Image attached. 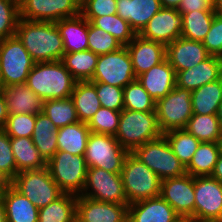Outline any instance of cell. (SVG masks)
Segmentation results:
<instances>
[{
	"mask_svg": "<svg viewBox=\"0 0 222 222\" xmlns=\"http://www.w3.org/2000/svg\"><path fill=\"white\" fill-rule=\"evenodd\" d=\"M57 130L56 125L43 112L36 115L32 141L46 162L58 151Z\"/></svg>",
	"mask_w": 222,
	"mask_h": 222,
	"instance_id": "obj_28",
	"label": "cell"
},
{
	"mask_svg": "<svg viewBox=\"0 0 222 222\" xmlns=\"http://www.w3.org/2000/svg\"><path fill=\"white\" fill-rule=\"evenodd\" d=\"M36 115L33 114H8L3 130L9 137H32Z\"/></svg>",
	"mask_w": 222,
	"mask_h": 222,
	"instance_id": "obj_44",
	"label": "cell"
},
{
	"mask_svg": "<svg viewBox=\"0 0 222 222\" xmlns=\"http://www.w3.org/2000/svg\"><path fill=\"white\" fill-rule=\"evenodd\" d=\"M160 196L176 211L181 219L195 222L194 177L184 174L161 181Z\"/></svg>",
	"mask_w": 222,
	"mask_h": 222,
	"instance_id": "obj_15",
	"label": "cell"
},
{
	"mask_svg": "<svg viewBox=\"0 0 222 222\" xmlns=\"http://www.w3.org/2000/svg\"><path fill=\"white\" fill-rule=\"evenodd\" d=\"M15 35L22 42L35 63L60 61L64 55V44L55 22H18Z\"/></svg>",
	"mask_w": 222,
	"mask_h": 222,
	"instance_id": "obj_1",
	"label": "cell"
},
{
	"mask_svg": "<svg viewBox=\"0 0 222 222\" xmlns=\"http://www.w3.org/2000/svg\"><path fill=\"white\" fill-rule=\"evenodd\" d=\"M10 184L38 209L50 204L64 193L52 179L47 166L20 172Z\"/></svg>",
	"mask_w": 222,
	"mask_h": 222,
	"instance_id": "obj_8",
	"label": "cell"
},
{
	"mask_svg": "<svg viewBox=\"0 0 222 222\" xmlns=\"http://www.w3.org/2000/svg\"><path fill=\"white\" fill-rule=\"evenodd\" d=\"M124 108L133 111H155L156 101L135 79L123 88Z\"/></svg>",
	"mask_w": 222,
	"mask_h": 222,
	"instance_id": "obj_39",
	"label": "cell"
},
{
	"mask_svg": "<svg viewBox=\"0 0 222 222\" xmlns=\"http://www.w3.org/2000/svg\"><path fill=\"white\" fill-rule=\"evenodd\" d=\"M193 114H217L222 102V78L191 91Z\"/></svg>",
	"mask_w": 222,
	"mask_h": 222,
	"instance_id": "obj_31",
	"label": "cell"
},
{
	"mask_svg": "<svg viewBox=\"0 0 222 222\" xmlns=\"http://www.w3.org/2000/svg\"><path fill=\"white\" fill-rule=\"evenodd\" d=\"M211 4H212V7H213V0H208Z\"/></svg>",
	"mask_w": 222,
	"mask_h": 222,
	"instance_id": "obj_60",
	"label": "cell"
},
{
	"mask_svg": "<svg viewBox=\"0 0 222 222\" xmlns=\"http://www.w3.org/2000/svg\"><path fill=\"white\" fill-rule=\"evenodd\" d=\"M155 112L162 134L184 129L193 115L191 90L175 86L164 98L156 101Z\"/></svg>",
	"mask_w": 222,
	"mask_h": 222,
	"instance_id": "obj_9",
	"label": "cell"
},
{
	"mask_svg": "<svg viewBox=\"0 0 222 222\" xmlns=\"http://www.w3.org/2000/svg\"><path fill=\"white\" fill-rule=\"evenodd\" d=\"M73 222H81V221L76 217Z\"/></svg>",
	"mask_w": 222,
	"mask_h": 222,
	"instance_id": "obj_59",
	"label": "cell"
},
{
	"mask_svg": "<svg viewBox=\"0 0 222 222\" xmlns=\"http://www.w3.org/2000/svg\"><path fill=\"white\" fill-rule=\"evenodd\" d=\"M162 135L155 111L121 110L115 138L129 152Z\"/></svg>",
	"mask_w": 222,
	"mask_h": 222,
	"instance_id": "obj_3",
	"label": "cell"
},
{
	"mask_svg": "<svg viewBox=\"0 0 222 222\" xmlns=\"http://www.w3.org/2000/svg\"><path fill=\"white\" fill-rule=\"evenodd\" d=\"M121 111L100 107L87 123L90 131L98 134L116 135Z\"/></svg>",
	"mask_w": 222,
	"mask_h": 222,
	"instance_id": "obj_42",
	"label": "cell"
},
{
	"mask_svg": "<svg viewBox=\"0 0 222 222\" xmlns=\"http://www.w3.org/2000/svg\"><path fill=\"white\" fill-rule=\"evenodd\" d=\"M76 82L60 60L35 63L28 74L26 84L45 101L69 98Z\"/></svg>",
	"mask_w": 222,
	"mask_h": 222,
	"instance_id": "obj_2",
	"label": "cell"
},
{
	"mask_svg": "<svg viewBox=\"0 0 222 222\" xmlns=\"http://www.w3.org/2000/svg\"><path fill=\"white\" fill-rule=\"evenodd\" d=\"M35 62L16 35L0 40V86L26 83Z\"/></svg>",
	"mask_w": 222,
	"mask_h": 222,
	"instance_id": "obj_5",
	"label": "cell"
},
{
	"mask_svg": "<svg viewBox=\"0 0 222 222\" xmlns=\"http://www.w3.org/2000/svg\"><path fill=\"white\" fill-rule=\"evenodd\" d=\"M95 88L101 107L114 111L124 108L123 88L101 82H91Z\"/></svg>",
	"mask_w": 222,
	"mask_h": 222,
	"instance_id": "obj_46",
	"label": "cell"
},
{
	"mask_svg": "<svg viewBox=\"0 0 222 222\" xmlns=\"http://www.w3.org/2000/svg\"><path fill=\"white\" fill-rule=\"evenodd\" d=\"M90 187L92 191H90ZM80 195L97 201L128 204L121 174L97 167L87 168L85 186Z\"/></svg>",
	"mask_w": 222,
	"mask_h": 222,
	"instance_id": "obj_13",
	"label": "cell"
},
{
	"mask_svg": "<svg viewBox=\"0 0 222 222\" xmlns=\"http://www.w3.org/2000/svg\"><path fill=\"white\" fill-rule=\"evenodd\" d=\"M149 95L158 101L176 86V72L167 59L137 77Z\"/></svg>",
	"mask_w": 222,
	"mask_h": 222,
	"instance_id": "obj_23",
	"label": "cell"
},
{
	"mask_svg": "<svg viewBox=\"0 0 222 222\" xmlns=\"http://www.w3.org/2000/svg\"><path fill=\"white\" fill-rule=\"evenodd\" d=\"M181 0H160L161 6L165 8L177 9L180 5Z\"/></svg>",
	"mask_w": 222,
	"mask_h": 222,
	"instance_id": "obj_52",
	"label": "cell"
},
{
	"mask_svg": "<svg viewBox=\"0 0 222 222\" xmlns=\"http://www.w3.org/2000/svg\"><path fill=\"white\" fill-rule=\"evenodd\" d=\"M20 18L56 22L81 13V0H19Z\"/></svg>",
	"mask_w": 222,
	"mask_h": 222,
	"instance_id": "obj_14",
	"label": "cell"
},
{
	"mask_svg": "<svg viewBox=\"0 0 222 222\" xmlns=\"http://www.w3.org/2000/svg\"><path fill=\"white\" fill-rule=\"evenodd\" d=\"M177 10L180 14L200 10H215L208 0H181Z\"/></svg>",
	"mask_w": 222,
	"mask_h": 222,
	"instance_id": "obj_49",
	"label": "cell"
},
{
	"mask_svg": "<svg viewBox=\"0 0 222 222\" xmlns=\"http://www.w3.org/2000/svg\"><path fill=\"white\" fill-rule=\"evenodd\" d=\"M55 24L60 31L65 53L88 50V20L81 14L61 19Z\"/></svg>",
	"mask_w": 222,
	"mask_h": 222,
	"instance_id": "obj_26",
	"label": "cell"
},
{
	"mask_svg": "<svg viewBox=\"0 0 222 222\" xmlns=\"http://www.w3.org/2000/svg\"><path fill=\"white\" fill-rule=\"evenodd\" d=\"M117 0H81V15L88 21L96 17L117 14Z\"/></svg>",
	"mask_w": 222,
	"mask_h": 222,
	"instance_id": "obj_47",
	"label": "cell"
},
{
	"mask_svg": "<svg viewBox=\"0 0 222 222\" xmlns=\"http://www.w3.org/2000/svg\"><path fill=\"white\" fill-rule=\"evenodd\" d=\"M91 23L114 36L123 46L128 45L137 35L129 23L117 14L96 17Z\"/></svg>",
	"mask_w": 222,
	"mask_h": 222,
	"instance_id": "obj_40",
	"label": "cell"
},
{
	"mask_svg": "<svg viewBox=\"0 0 222 222\" xmlns=\"http://www.w3.org/2000/svg\"><path fill=\"white\" fill-rule=\"evenodd\" d=\"M213 8L216 11H222V0H213Z\"/></svg>",
	"mask_w": 222,
	"mask_h": 222,
	"instance_id": "obj_54",
	"label": "cell"
},
{
	"mask_svg": "<svg viewBox=\"0 0 222 222\" xmlns=\"http://www.w3.org/2000/svg\"><path fill=\"white\" fill-rule=\"evenodd\" d=\"M99 55L90 50L64 53L62 62L77 81H89L94 74Z\"/></svg>",
	"mask_w": 222,
	"mask_h": 222,
	"instance_id": "obj_36",
	"label": "cell"
},
{
	"mask_svg": "<svg viewBox=\"0 0 222 222\" xmlns=\"http://www.w3.org/2000/svg\"><path fill=\"white\" fill-rule=\"evenodd\" d=\"M135 79L130 54L127 47L123 46L115 52L99 55L93 77L89 81L124 88Z\"/></svg>",
	"mask_w": 222,
	"mask_h": 222,
	"instance_id": "obj_11",
	"label": "cell"
},
{
	"mask_svg": "<svg viewBox=\"0 0 222 222\" xmlns=\"http://www.w3.org/2000/svg\"><path fill=\"white\" fill-rule=\"evenodd\" d=\"M91 131L87 123L76 122L57 130L58 151L84 156Z\"/></svg>",
	"mask_w": 222,
	"mask_h": 222,
	"instance_id": "obj_29",
	"label": "cell"
},
{
	"mask_svg": "<svg viewBox=\"0 0 222 222\" xmlns=\"http://www.w3.org/2000/svg\"><path fill=\"white\" fill-rule=\"evenodd\" d=\"M52 179L64 193L80 195L83 192L87 166L84 156L57 151L47 162Z\"/></svg>",
	"mask_w": 222,
	"mask_h": 222,
	"instance_id": "obj_10",
	"label": "cell"
},
{
	"mask_svg": "<svg viewBox=\"0 0 222 222\" xmlns=\"http://www.w3.org/2000/svg\"><path fill=\"white\" fill-rule=\"evenodd\" d=\"M219 146H220V152H221V154H222V137H221L220 140H219Z\"/></svg>",
	"mask_w": 222,
	"mask_h": 222,
	"instance_id": "obj_57",
	"label": "cell"
},
{
	"mask_svg": "<svg viewBox=\"0 0 222 222\" xmlns=\"http://www.w3.org/2000/svg\"><path fill=\"white\" fill-rule=\"evenodd\" d=\"M16 176V162L11 148L10 137L0 129V177L10 183Z\"/></svg>",
	"mask_w": 222,
	"mask_h": 222,
	"instance_id": "obj_45",
	"label": "cell"
},
{
	"mask_svg": "<svg viewBox=\"0 0 222 222\" xmlns=\"http://www.w3.org/2000/svg\"><path fill=\"white\" fill-rule=\"evenodd\" d=\"M121 177L128 205L160 196L162 180L131 152L125 158Z\"/></svg>",
	"mask_w": 222,
	"mask_h": 222,
	"instance_id": "obj_4",
	"label": "cell"
},
{
	"mask_svg": "<svg viewBox=\"0 0 222 222\" xmlns=\"http://www.w3.org/2000/svg\"><path fill=\"white\" fill-rule=\"evenodd\" d=\"M163 136L166 138L175 156L186 168L201 142L185 129L172 130L163 134Z\"/></svg>",
	"mask_w": 222,
	"mask_h": 222,
	"instance_id": "obj_37",
	"label": "cell"
},
{
	"mask_svg": "<svg viewBox=\"0 0 222 222\" xmlns=\"http://www.w3.org/2000/svg\"><path fill=\"white\" fill-rule=\"evenodd\" d=\"M129 151L123 148L113 135L91 132L87 141L84 158L87 168L97 167L121 174Z\"/></svg>",
	"mask_w": 222,
	"mask_h": 222,
	"instance_id": "obj_7",
	"label": "cell"
},
{
	"mask_svg": "<svg viewBox=\"0 0 222 222\" xmlns=\"http://www.w3.org/2000/svg\"><path fill=\"white\" fill-rule=\"evenodd\" d=\"M19 20V0H0V40L15 35Z\"/></svg>",
	"mask_w": 222,
	"mask_h": 222,
	"instance_id": "obj_43",
	"label": "cell"
},
{
	"mask_svg": "<svg viewBox=\"0 0 222 222\" xmlns=\"http://www.w3.org/2000/svg\"><path fill=\"white\" fill-rule=\"evenodd\" d=\"M211 56L222 58V11H218L202 42Z\"/></svg>",
	"mask_w": 222,
	"mask_h": 222,
	"instance_id": "obj_48",
	"label": "cell"
},
{
	"mask_svg": "<svg viewBox=\"0 0 222 222\" xmlns=\"http://www.w3.org/2000/svg\"><path fill=\"white\" fill-rule=\"evenodd\" d=\"M184 129L200 142H219L222 137L217 114H193Z\"/></svg>",
	"mask_w": 222,
	"mask_h": 222,
	"instance_id": "obj_35",
	"label": "cell"
},
{
	"mask_svg": "<svg viewBox=\"0 0 222 222\" xmlns=\"http://www.w3.org/2000/svg\"><path fill=\"white\" fill-rule=\"evenodd\" d=\"M195 222H222V183L212 176L194 177Z\"/></svg>",
	"mask_w": 222,
	"mask_h": 222,
	"instance_id": "obj_12",
	"label": "cell"
},
{
	"mask_svg": "<svg viewBox=\"0 0 222 222\" xmlns=\"http://www.w3.org/2000/svg\"><path fill=\"white\" fill-rule=\"evenodd\" d=\"M183 16L175 8L162 7L142 29L139 35L147 40L163 43H172L181 37Z\"/></svg>",
	"mask_w": 222,
	"mask_h": 222,
	"instance_id": "obj_16",
	"label": "cell"
},
{
	"mask_svg": "<svg viewBox=\"0 0 222 222\" xmlns=\"http://www.w3.org/2000/svg\"><path fill=\"white\" fill-rule=\"evenodd\" d=\"M77 213V195L63 193L39 209L38 222H73Z\"/></svg>",
	"mask_w": 222,
	"mask_h": 222,
	"instance_id": "obj_32",
	"label": "cell"
},
{
	"mask_svg": "<svg viewBox=\"0 0 222 222\" xmlns=\"http://www.w3.org/2000/svg\"><path fill=\"white\" fill-rule=\"evenodd\" d=\"M222 78V58L210 56L196 66L176 73V86L194 90Z\"/></svg>",
	"mask_w": 222,
	"mask_h": 222,
	"instance_id": "obj_21",
	"label": "cell"
},
{
	"mask_svg": "<svg viewBox=\"0 0 222 222\" xmlns=\"http://www.w3.org/2000/svg\"><path fill=\"white\" fill-rule=\"evenodd\" d=\"M126 47L136 78L166 59V45L144 39L139 34Z\"/></svg>",
	"mask_w": 222,
	"mask_h": 222,
	"instance_id": "obj_19",
	"label": "cell"
},
{
	"mask_svg": "<svg viewBox=\"0 0 222 222\" xmlns=\"http://www.w3.org/2000/svg\"><path fill=\"white\" fill-rule=\"evenodd\" d=\"M220 154L219 142H201L186 167V173L193 177L211 176Z\"/></svg>",
	"mask_w": 222,
	"mask_h": 222,
	"instance_id": "obj_33",
	"label": "cell"
},
{
	"mask_svg": "<svg viewBox=\"0 0 222 222\" xmlns=\"http://www.w3.org/2000/svg\"><path fill=\"white\" fill-rule=\"evenodd\" d=\"M128 204H116L77 196L76 217L81 222H128Z\"/></svg>",
	"mask_w": 222,
	"mask_h": 222,
	"instance_id": "obj_17",
	"label": "cell"
},
{
	"mask_svg": "<svg viewBox=\"0 0 222 222\" xmlns=\"http://www.w3.org/2000/svg\"><path fill=\"white\" fill-rule=\"evenodd\" d=\"M211 176L222 183V154H220Z\"/></svg>",
	"mask_w": 222,
	"mask_h": 222,
	"instance_id": "obj_51",
	"label": "cell"
},
{
	"mask_svg": "<svg viewBox=\"0 0 222 222\" xmlns=\"http://www.w3.org/2000/svg\"><path fill=\"white\" fill-rule=\"evenodd\" d=\"M0 222H7L5 207L2 199H0Z\"/></svg>",
	"mask_w": 222,
	"mask_h": 222,
	"instance_id": "obj_53",
	"label": "cell"
},
{
	"mask_svg": "<svg viewBox=\"0 0 222 222\" xmlns=\"http://www.w3.org/2000/svg\"><path fill=\"white\" fill-rule=\"evenodd\" d=\"M131 153L161 180L186 174V168L175 156L163 135L136 147Z\"/></svg>",
	"mask_w": 222,
	"mask_h": 222,
	"instance_id": "obj_6",
	"label": "cell"
},
{
	"mask_svg": "<svg viewBox=\"0 0 222 222\" xmlns=\"http://www.w3.org/2000/svg\"><path fill=\"white\" fill-rule=\"evenodd\" d=\"M162 8L160 0H117L116 10L139 34L148 21Z\"/></svg>",
	"mask_w": 222,
	"mask_h": 222,
	"instance_id": "obj_22",
	"label": "cell"
},
{
	"mask_svg": "<svg viewBox=\"0 0 222 222\" xmlns=\"http://www.w3.org/2000/svg\"><path fill=\"white\" fill-rule=\"evenodd\" d=\"M221 128H222V102L219 105L218 113H217Z\"/></svg>",
	"mask_w": 222,
	"mask_h": 222,
	"instance_id": "obj_55",
	"label": "cell"
},
{
	"mask_svg": "<svg viewBox=\"0 0 222 222\" xmlns=\"http://www.w3.org/2000/svg\"><path fill=\"white\" fill-rule=\"evenodd\" d=\"M181 217L161 197L149 198L129 205L128 222H179Z\"/></svg>",
	"mask_w": 222,
	"mask_h": 222,
	"instance_id": "obj_20",
	"label": "cell"
},
{
	"mask_svg": "<svg viewBox=\"0 0 222 222\" xmlns=\"http://www.w3.org/2000/svg\"><path fill=\"white\" fill-rule=\"evenodd\" d=\"M42 112L50 118L58 129L79 121L74 103L70 97L66 99L45 100Z\"/></svg>",
	"mask_w": 222,
	"mask_h": 222,
	"instance_id": "obj_38",
	"label": "cell"
},
{
	"mask_svg": "<svg viewBox=\"0 0 222 222\" xmlns=\"http://www.w3.org/2000/svg\"><path fill=\"white\" fill-rule=\"evenodd\" d=\"M80 122L88 123L101 107L96 88L90 81H77L70 96Z\"/></svg>",
	"mask_w": 222,
	"mask_h": 222,
	"instance_id": "obj_30",
	"label": "cell"
},
{
	"mask_svg": "<svg viewBox=\"0 0 222 222\" xmlns=\"http://www.w3.org/2000/svg\"><path fill=\"white\" fill-rule=\"evenodd\" d=\"M8 114H33L43 111V100L26 83L3 88Z\"/></svg>",
	"mask_w": 222,
	"mask_h": 222,
	"instance_id": "obj_24",
	"label": "cell"
},
{
	"mask_svg": "<svg viewBox=\"0 0 222 222\" xmlns=\"http://www.w3.org/2000/svg\"><path fill=\"white\" fill-rule=\"evenodd\" d=\"M7 184V182H5L1 177H0V199L2 197V192H3V189L5 187V185Z\"/></svg>",
	"mask_w": 222,
	"mask_h": 222,
	"instance_id": "obj_56",
	"label": "cell"
},
{
	"mask_svg": "<svg viewBox=\"0 0 222 222\" xmlns=\"http://www.w3.org/2000/svg\"><path fill=\"white\" fill-rule=\"evenodd\" d=\"M8 118V111H7V105H6V99L3 93L2 88L0 89V129H3V127L6 124Z\"/></svg>",
	"mask_w": 222,
	"mask_h": 222,
	"instance_id": "obj_50",
	"label": "cell"
},
{
	"mask_svg": "<svg viewBox=\"0 0 222 222\" xmlns=\"http://www.w3.org/2000/svg\"><path fill=\"white\" fill-rule=\"evenodd\" d=\"M123 45L111 34L88 21V50L103 55L119 50Z\"/></svg>",
	"mask_w": 222,
	"mask_h": 222,
	"instance_id": "obj_41",
	"label": "cell"
},
{
	"mask_svg": "<svg viewBox=\"0 0 222 222\" xmlns=\"http://www.w3.org/2000/svg\"><path fill=\"white\" fill-rule=\"evenodd\" d=\"M1 199L7 222H38L39 209L10 183L5 185Z\"/></svg>",
	"mask_w": 222,
	"mask_h": 222,
	"instance_id": "obj_25",
	"label": "cell"
},
{
	"mask_svg": "<svg viewBox=\"0 0 222 222\" xmlns=\"http://www.w3.org/2000/svg\"><path fill=\"white\" fill-rule=\"evenodd\" d=\"M210 56L202 42L183 37L166 45V59L176 73L192 68Z\"/></svg>",
	"mask_w": 222,
	"mask_h": 222,
	"instance_id": "obj_18",
	"label": "cell"
},
{
	"mask_svg": "<svg viewBox=\"0 0 222 222\" xmlns=\"http://www.w3.org/2000/svg\"><path fill=\"white\" fill-rule=\"evenodd\" d=\"M217 12L216 10H196L182 14L183 28L181 37L203 42Z\"/></svg>",
	"mask_w": 222,
	"mask_h": 222,
	"instance_id": "obj_34",
	"label": "cell"
},
{
	"mask_svg": "<svg viewBox=\"0 0 222 222\" xmlns=\"http://www.w3.org/2000/svg\"><path fill=\"white\" fill-rule=\"evenodd\" d=\"M10 143L16 162V175L27 170L42 169L47 162L35 147L32 137H10Z\"/></svg>",
	"mask_w": 222,
	"mask_h": 222,
	"instance_id": "obj_27",
	"label": "cell"
},
{
	"mask_svg": "<svg viewBox=\"0 0 222 222\" xmlns=\"http://www.w3.org/2000/svg\"><path fill=\"white\" fill-rule=\"evenodd\" d=\"M179 222H191V221L188 219H181Z\"/></svg>",
	"mask_w": 222,
	"mask_h": 222,
	"instance_id": "obj_58",
	"label": "cell"
}]
</instances>
